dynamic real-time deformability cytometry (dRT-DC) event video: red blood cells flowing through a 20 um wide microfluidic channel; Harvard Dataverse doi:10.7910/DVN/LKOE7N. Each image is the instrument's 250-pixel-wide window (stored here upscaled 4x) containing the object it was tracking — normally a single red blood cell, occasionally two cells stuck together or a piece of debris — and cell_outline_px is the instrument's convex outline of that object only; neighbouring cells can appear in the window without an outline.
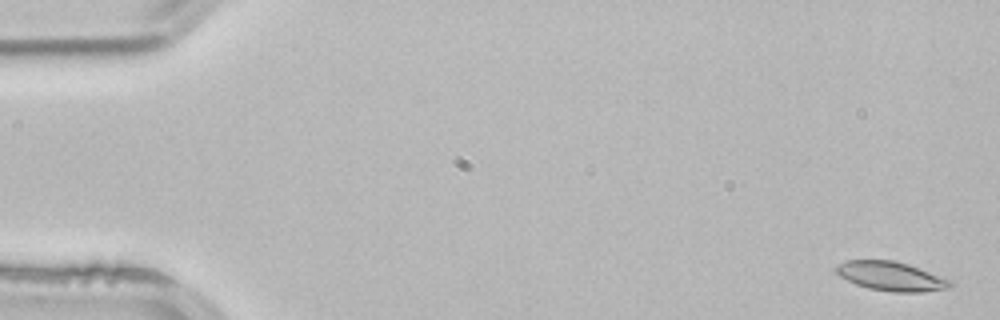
{"species": "common noctule bat (a hibernating species)", "species_latin": "Nyctalus noctula", "temperature_condition": "room temperature", "stored_images_in_passage": 4, "camera_frame_rate_fps": 3000, "um_per_image_px": 0.085, "animal": {"sex": "male", "body_mass_g": 21.5, "forearm_length_mm": 52.0}, "frame": {"image": 1, "passage_image": 1, "time_ms": 0.0, "image_size_px": [1000, 320], "cell_outline_px": [[952, 288], [920, 292], [892, 292], [868, 288], [856, 284], [840, 276], [836, 272], [836, 264], [844, 260], [892, 260], [908, 264], [952, 280]], "centroid_in_image_um": [75.74, 23.48], "position_along_channel_um": 9.3, "area_um2": 19.42}}
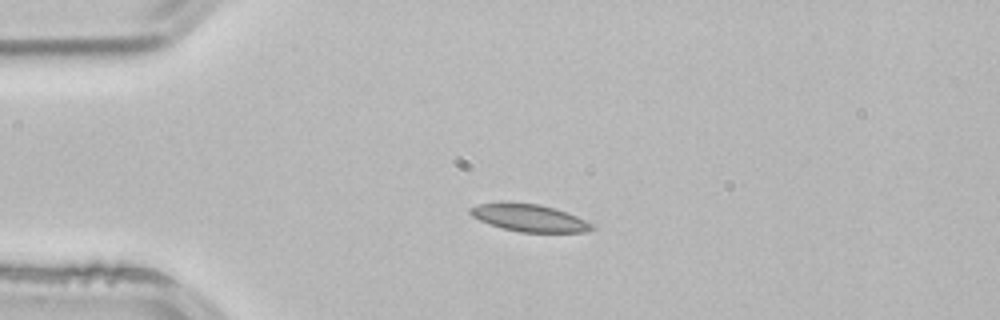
{"frame": {"image": 2, "passage_image": 3, "time_ms": 0.667, "image_size_px": [1000, 320], "cell_outline_px": [[592, 228], [584, 232], [520, 232], [504, 228], [480, 220], [472, 216], [468, 212], [468, 208], [476, 204], [500, 200], [540, 204], [556, 208], [568, 212], [592, 224]], "centroid_in_image_um": [44.9, 18.47], "position_along_channel_um": 40.1, "area_um2": 19.65}}
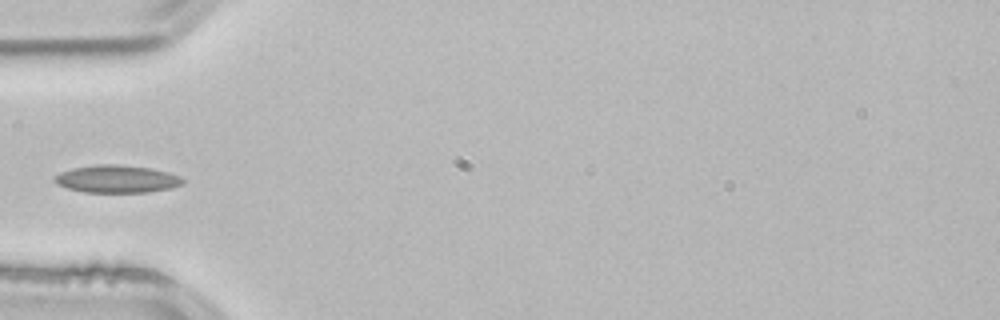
{"frame": {"image": 3, "passage_image": 4, "time_ms": 1.0, "image_size_px": [1000, 320], "cell_outline_px": [[184, 184], [172, 188], [148, 192], [84, 192], [68, 188], [56, 184], [52, 180], [52, 176], [60, 172], [72, 168], [96, 164], [120, 164], [152, 168], [168, 172], [180, 176], [184, 180]], "centroid_in_image_um": [9.92, 15.2], "position_along_channel_um": 75.1, "area_um2": 20.92}}